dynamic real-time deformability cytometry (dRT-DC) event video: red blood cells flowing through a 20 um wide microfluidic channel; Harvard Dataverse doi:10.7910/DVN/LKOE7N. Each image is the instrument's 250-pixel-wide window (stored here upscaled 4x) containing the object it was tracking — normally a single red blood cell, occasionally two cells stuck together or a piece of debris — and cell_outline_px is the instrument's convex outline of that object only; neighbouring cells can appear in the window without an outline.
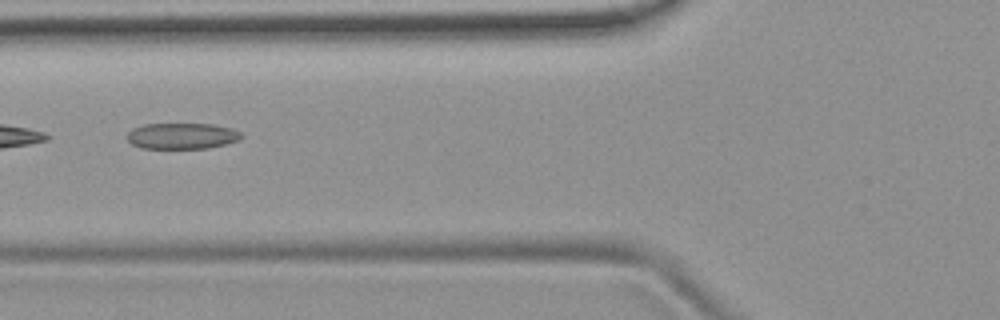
{"species": "common noctule bat (a hibernating species)", "species_latin": "Nyctalus noctula", "temperature_condition": "room temperature", "stored_images_in_passage": 4, "camera_frame_rate_fps": 3000, "um_per_image_px": 0.085, "animal": {"sex": "female", "body_mass_g": 19.9}, "frame": {"image": 1, "passage_image": 4, "time_ms": 1.0, "image_size_px": [1000, 320], "cell_outline_px": [[244, 136], [240, 140], [228, 144], [208, 148], [140, 148], [132, 144], [128, 140], [128, 132], [132, 128], [144, 124], [212, 124], [232, 128], [240, 132]], "centroid_in_image_um": [15.5, 11.56], "position_along_channel_um": 110.3, "area_um2": 17.46}}